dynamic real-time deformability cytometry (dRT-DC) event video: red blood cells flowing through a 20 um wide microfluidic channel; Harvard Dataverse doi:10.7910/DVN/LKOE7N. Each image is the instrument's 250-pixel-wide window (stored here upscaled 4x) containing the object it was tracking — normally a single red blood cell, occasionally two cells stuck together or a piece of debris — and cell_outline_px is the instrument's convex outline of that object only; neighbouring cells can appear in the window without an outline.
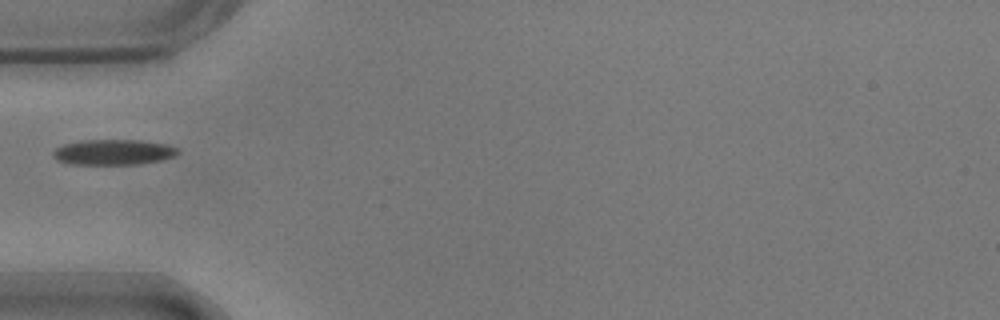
{"species": "common noctule bat (a hibernating species)", "species_latin": "Nyctalus noctula", "temperature_condition": "warm", "stored_images_in_passage": 38, "camera_frame_rate_fps": 3000, "um_per_image_px": 0.085, "animal": {"sex": "male", "body_mass_g": 17.9}, "frame": {"image": 1, "passage_image": 1, "time_ms": 0.0, "image_size_px": [1000, 320], "cell_outline_px": [[180, 152], [176, 156], [160, 160], [140, 164], [72, 164], [56, 160], [52, 156], [52, 152], [56, 148], [64, 144], [80, 140], [140, 140], [168, 144], [180, 148]], "centroid_in_image_um": [9.67, 12.93], "position_along_channel_um": 75.3, "area_um2": 18.73}}
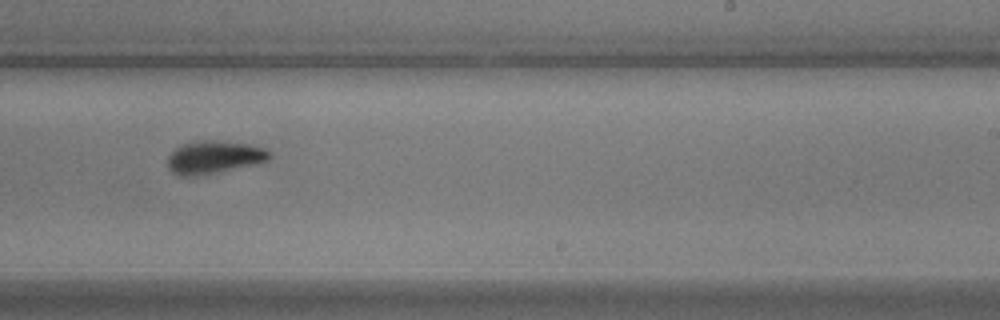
{"frame": {"image": 2, "passage_image": 17, "time_ms": 5.333, "image_size_px": [1000, 320], "cell_outline_px": [[272, 156], [268, 160], [260, 164], [216, 172], [180, 176], [172, 172], [168, 164], [168, 156], [176, 148], [184, 144], [252, 144], [264, 148], [272, 152]], "centroid_in_image_um": [18.29, 13.42], "position_along_channel_um": 270.7, "area_um2": 18.21}}
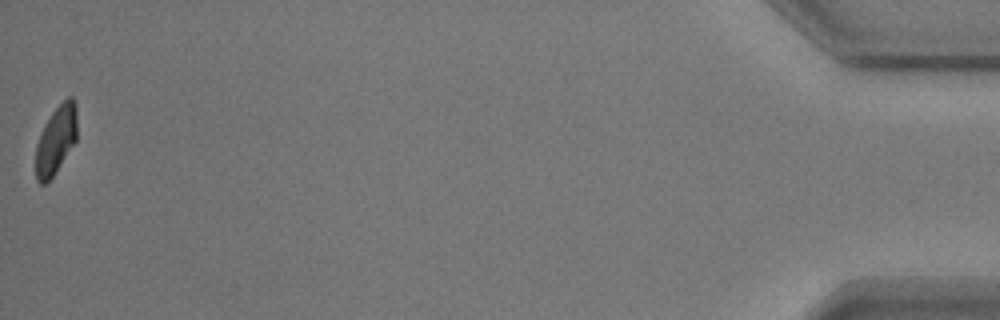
{"frame": {"image": 3, "passage_image": 38, "time_ms": 12.333, "image_size_px": [1000, 320], "cell_outline_px": [[76, 140], [52, 176], [44, 184], [40, 184], [36, 180], [36, 144], [52, 112], [68, 96], [72, 96], [76, 104]], "centroid_in_image_um": [4.76, 11.88], "position_along_channel_um": 430.4, "area_um2": 15.9}}